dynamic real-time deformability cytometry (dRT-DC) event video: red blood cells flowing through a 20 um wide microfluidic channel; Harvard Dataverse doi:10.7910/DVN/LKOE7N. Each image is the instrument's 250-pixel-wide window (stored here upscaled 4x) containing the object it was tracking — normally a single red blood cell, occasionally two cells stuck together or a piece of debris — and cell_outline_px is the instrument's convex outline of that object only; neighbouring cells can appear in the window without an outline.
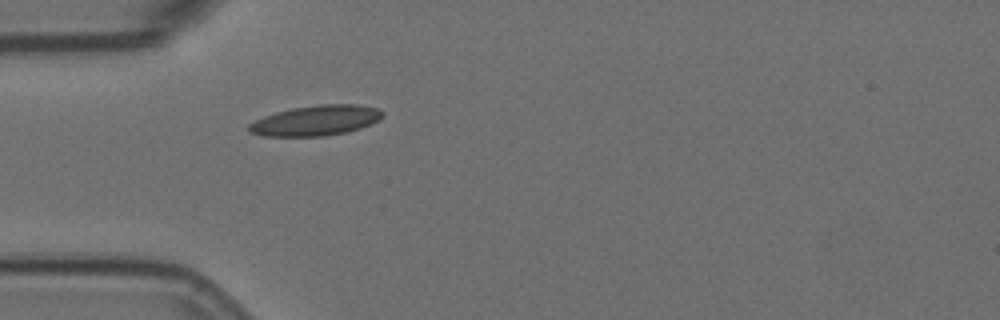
{"species": "Egyptian fruit bat (a non-hibernating species)", "species_latin": "Rousettus aegyptiacus", "temperature_condition": "room temperature", "stored_images_in_passage": 3, "camera_frame_rate_fps": 3000, "um_per_image_px": 0.085, "animal": {"sex": "female"}, "frame": {"image": 1, "passage_image": 3, "time_ms": 0.667, "image_size_px": [1000, 320], "cell_outline_px": [[384, 116], [380, 120], [360, 128], [348, 132], [324, 136], [264, 136], [248, 132], [248, 124], [264, 116], [276, 112], [292, 108], [320, 104], [356, 104], [376, 108], [384, 112]], "centroid_in_image_um": [26.86, 10.24], "position_along_channel_um": 58.1, "area_um2": 23.64}}